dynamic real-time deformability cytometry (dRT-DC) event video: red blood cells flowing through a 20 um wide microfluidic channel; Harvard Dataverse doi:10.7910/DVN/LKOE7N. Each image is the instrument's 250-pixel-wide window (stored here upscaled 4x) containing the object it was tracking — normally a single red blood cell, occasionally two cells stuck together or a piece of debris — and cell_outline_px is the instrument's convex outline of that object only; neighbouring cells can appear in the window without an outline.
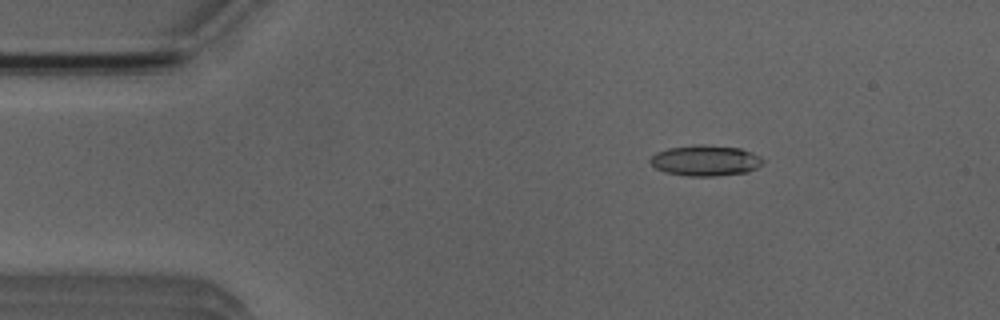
{"species": "Egyptian fruit bat (a non-hibernating species)", "species_latin": "Rousettus aegyptiacus", "temperature_condition": "room temperature", "stored_images_in_passage": 52, "camera_frame_rate_fps": 3000, "um_per_image_px": 0.085, "animal": {"sex": "male"}, "frame": {"image": 1, "passage_image": 8, "time_ms": 2.333, "image_size_px": [1000, 320], "cell_outline_px": [[764, 160], [756, 168], [748, 172], [716, 176], [688, 176], [664, 172], [656, 168], [648, 160], [656, 152], [668, 148], [700, 144], [704, 144], [740, 148], [752, 152], [760, 156]], "centroid_in_image_um": [59.95, 13.64], "position_along_channel_um": 25.0, "area_um2": 20.23}}
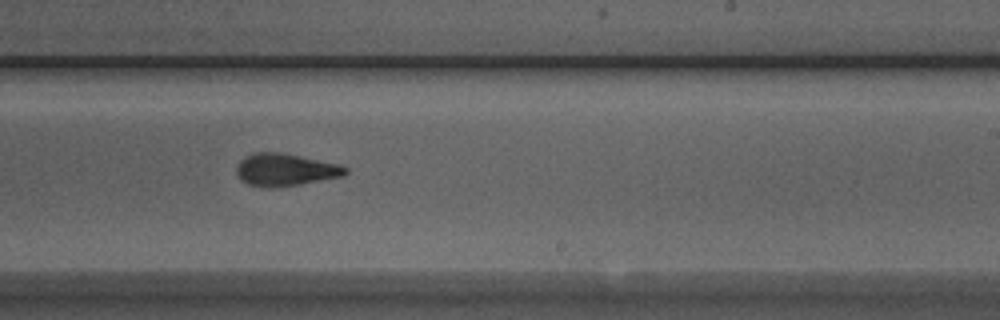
{"frame": {"image": 2, "passage_image": 31, "time_ms": 10.0, "image_size_px": [1000, 320], "cell_outline_px": [[348, 172], [344, 176], [300, 184], [272, 188], [268, 188], [248, 184], [240, 180], [236, 176], [236, 164], [244, 156], [252, 152], [280, 152], [340, 164], [348, 168]], "centroid_in_image_um": [24.21, 14.43], "position_along_channel_um": 264.8, "area_um2": 20.87}}
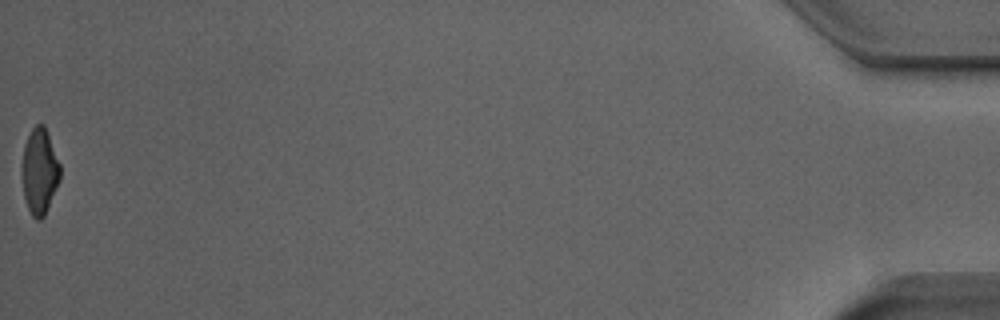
{"frame": {"image": 3, "passage_image": 52, "time_ms": 17.0, "image_size_px": [1000, 320], "cell_outline_px": [[60, 180], [44, 216], [40, 220], [36, 220], [32, 216], [28, 208], [24, 196], [20, 172], [20, 168], [24, 144], [32, 128], [36, 124], [44, 124], [60, 164]], "centroid_in_image_um": [3.33, 14.56], "position_along_channel_um": 431.9, "area_um2": 19.31}, "authors_computed_cell_mechanics": {"area_um2": 20.2878, "velocity_mm_per_s": 3.9406, "shape_relaxation_time_tau1_ms": 5.4493, "shape_relaxation_time_tau2_ms": 2.0464, "deformation_change_tau1": 0.2132, "deformation_change_tau2": 0.1056}}